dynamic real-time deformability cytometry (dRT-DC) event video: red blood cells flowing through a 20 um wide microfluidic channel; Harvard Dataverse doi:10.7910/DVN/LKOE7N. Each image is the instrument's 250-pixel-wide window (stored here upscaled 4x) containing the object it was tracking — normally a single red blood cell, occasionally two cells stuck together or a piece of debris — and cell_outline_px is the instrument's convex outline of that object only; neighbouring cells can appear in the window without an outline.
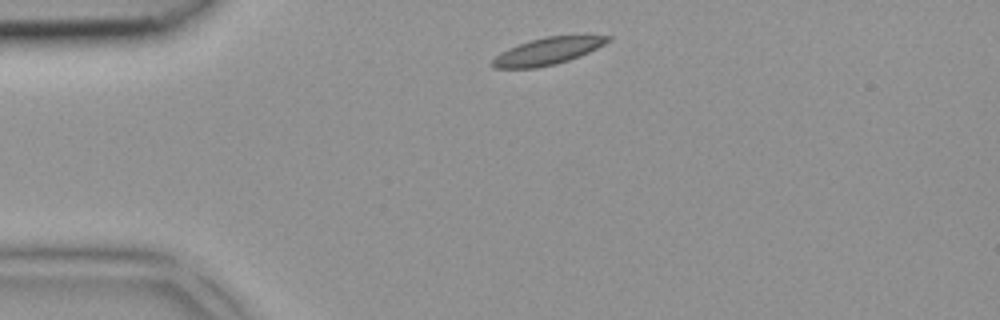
{"species": "common noctule bat (a hibernating species)", "species_latin": "Nyctalus noctula", "temperature_condition": "room temperature", "stored_images_in_passage": 3, "camera_frame_rate_fps": 3000, "um_per_image_px": 0.085, "animal": {"sex": "female", "body_mass_g": 18.4}, "frame": {"image": 1, "passage_image": 1, "time_ms": 0.0, "image_size_px": [1000, 320], "cell_outline_px": [[612, 40], [580, 56], [556, 64], [536, 68], [496, 68], [492, 64], [492, 60], [500, 52], [508, 48], [532, 40], [548, 36], [612, 36]], "centroid_in_image_um": [46.54, 4.36], "position_along_channel_um": 38.5, "area_um2": 17.8}}